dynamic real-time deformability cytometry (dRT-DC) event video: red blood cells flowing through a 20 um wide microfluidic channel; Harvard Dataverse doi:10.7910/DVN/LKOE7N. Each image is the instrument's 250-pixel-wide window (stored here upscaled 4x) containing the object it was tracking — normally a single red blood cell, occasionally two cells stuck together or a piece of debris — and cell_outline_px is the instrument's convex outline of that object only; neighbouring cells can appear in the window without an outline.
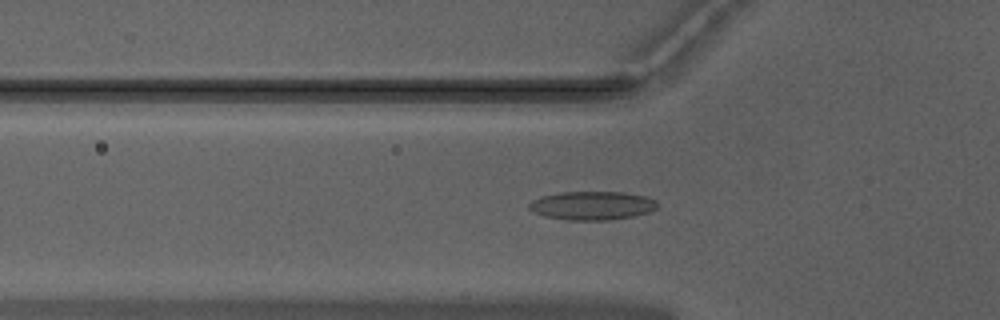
{"species": "Egyptian fruit bat (a non-hibernating species)", "species_latin": "Rousettus aegyptiacus", "temperature_condition": "warm", "stored_images_in_passage": 51, "camera_frame_rate_fps": 3000, "um_per_image_px": 0.085, "animal": {"sex": "male"}, "frame": {"image": 1, "passage_image": 17, "time_ms": 5.333, "image_size_px": [1000, 320], "cell_outline_px": [[660, 204], [656, 208], [648, 212], [632, 216], [608, 220], [568, 220], [544, 216], [528, 208], [528, 204], [532, 200], [540, 196], [560, 192], [624, 192], [644, 196], [656, 200]], "centroid_in_image_um": [50.33, 17.46], "position_along_channel_um": 75.5, "area_um2": 21.39}}
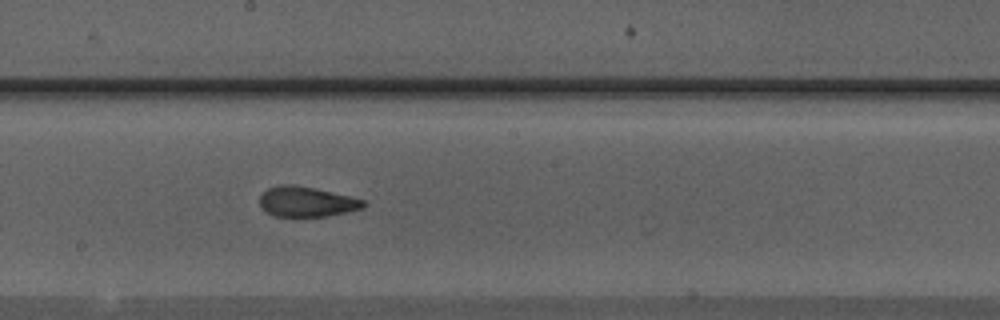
{"frame": {"image": 2, "passage_image": 28, "time_ms": 9.0, "image_size_px": [1000, 320], "cell_outline_px": [[364, 208], [328, 216], [296, 220], [276, 216], [260, 208], [260, 196], [268, 188], [280, 184], [292, 184], [312, 188], [348, 196], [364, 200]], "centroid_in_image_um": [26.0, 17.2], "position_along_channel_um": 222.2, "area_um2": 18.67}}
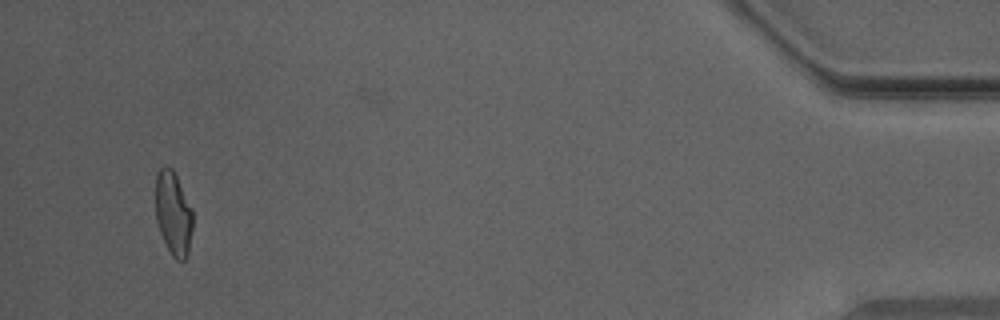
{"frame": {"image": 3, "passage_image": 49, "time_ms": 16.0, "image_size_px": [1000, 320], "cell_outline_px": [[192, 228], [188, 252], [184, 260], [176, 260], [172, 256], [160, 232], [156, 220], [156, 176], [160, 168], [168, 164], [172, 168], [192, 208]], "centroid_in_image_um": [14.72, 18.12], "position_along_channel_um": 420.5, "area_um2": 17.98}, "authors_computed_cell_mechanics": {"area_um2": 18.9584, "velocity_mm_per_s": 3.9824, "shape_relaxation_time_tau1_ms": 10.8124, "shape_relaxation_time_tau2_ms": 1.7381, "deformation_change_tau1": 0.253, "deformation_change_tau2": 0.087}}